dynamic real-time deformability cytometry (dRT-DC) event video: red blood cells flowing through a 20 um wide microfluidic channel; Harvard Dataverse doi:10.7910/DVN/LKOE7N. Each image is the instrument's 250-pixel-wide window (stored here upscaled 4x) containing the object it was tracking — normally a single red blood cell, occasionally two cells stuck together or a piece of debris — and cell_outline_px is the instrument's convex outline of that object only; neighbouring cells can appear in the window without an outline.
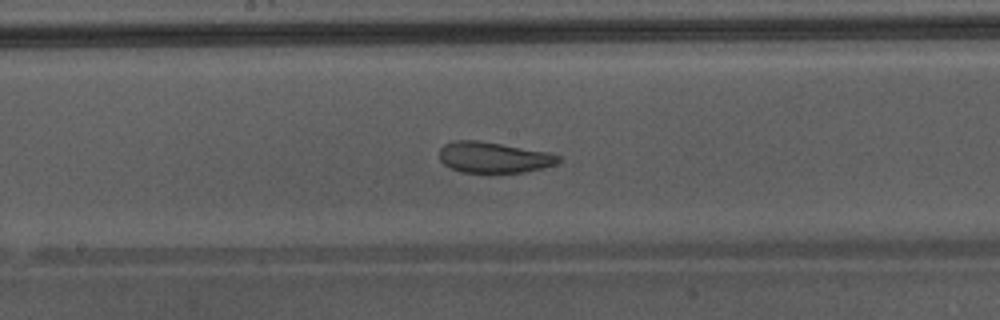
{"species": "Egyptian fruit bat (a non-hibernating species)", "species_latin": "Rousettus aegyptiacus", "temperature_condition": "warm", "stored_images_in_passage": 49, "camera_frame_rate_fps": 3000, "um_per_image_px": 0.085, "animal": {"sex": "male"}, "frame": {"image": 1, "passage_image": 28, "time_ms": 9.0, "image_size_px": [1000, 320], "cell_outline_px": [[560, 160], [556, 164], [544, 168], [524, 172], [460, 172], [444, 164], [440, 160], [440, 148], [444, 144], [456, 140], [476, 140], [548, 152], [560, 156]], "centroid_in_image_um": [41.96, 13.38], "position_along_channel_um": 206.2, "area_um2": 21.21}, "authors_computed_cell_mechanics": {"area_um2": 28.8422, "velocity_mm_per_s": 4.3312, "shape_relaxation_time_tau1_ms": null, "shape_relaxation_time_tau2_ms": 1.3122, "deformation_change_tau1": null, "deformation_change_tau2": 0.0828}}